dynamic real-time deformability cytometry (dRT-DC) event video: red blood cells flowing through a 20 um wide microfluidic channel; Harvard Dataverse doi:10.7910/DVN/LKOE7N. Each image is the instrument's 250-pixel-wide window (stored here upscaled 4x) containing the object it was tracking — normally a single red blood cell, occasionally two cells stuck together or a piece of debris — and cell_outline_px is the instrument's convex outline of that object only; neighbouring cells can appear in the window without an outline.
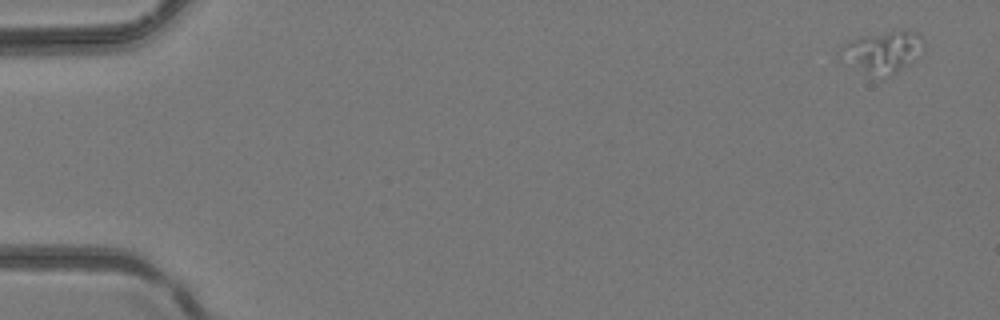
{"species": "common noctule bat (a hibernating species)", "species_latin": "Nyctalus noctula", "temperature_condition": "room temperature", "stored_images_in_passage": 6, "camera_frame_rate_fps": 3000, "um_per_image_px": 0.085, "animal": {"sex": "female", "body_mass_g": 24.6, "forearm_length_mm": 56.2}, "frame": {"image": 1, "passage_image": 1, "time_ms": 0.0, "image_size_px": [1000, 320], "cell_outline_px": [[924, 52], [916, 60], [896, 72], [880, 80], [872, 80], [836, 52], [844, 44], [860, 36], [904, 28], [916, 32], [924, 40]], "centroid_in_image_um": [75.08, 4.43], "position_along_channel_um": 9.9, "area_um2": 21.1}}
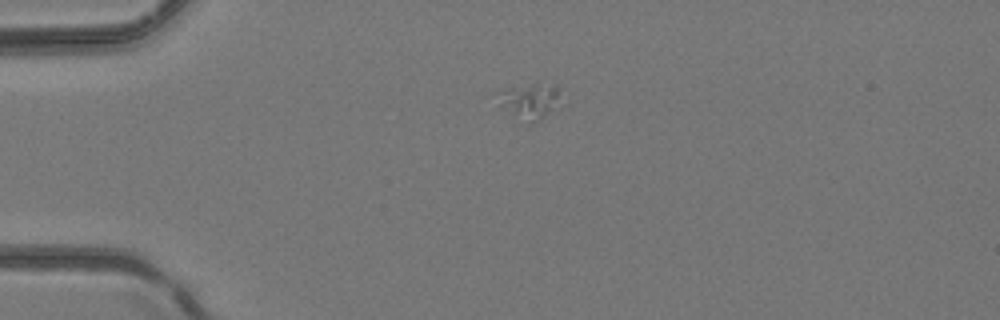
{"frame": {"image": 2, "passage_image": 4, "time_ms": 1.0, "image_size_px": [1000, 320], "cell_outline_px": [[556, 96], [540, 120], [528, 124], [500, 104], [492, 92], [512, 88], [552, 84], [556, 84]], "centroid_in_image_um": [44.85, 8.59], "position_along_channel_um": 40.2, "area_um2": 11.5}}